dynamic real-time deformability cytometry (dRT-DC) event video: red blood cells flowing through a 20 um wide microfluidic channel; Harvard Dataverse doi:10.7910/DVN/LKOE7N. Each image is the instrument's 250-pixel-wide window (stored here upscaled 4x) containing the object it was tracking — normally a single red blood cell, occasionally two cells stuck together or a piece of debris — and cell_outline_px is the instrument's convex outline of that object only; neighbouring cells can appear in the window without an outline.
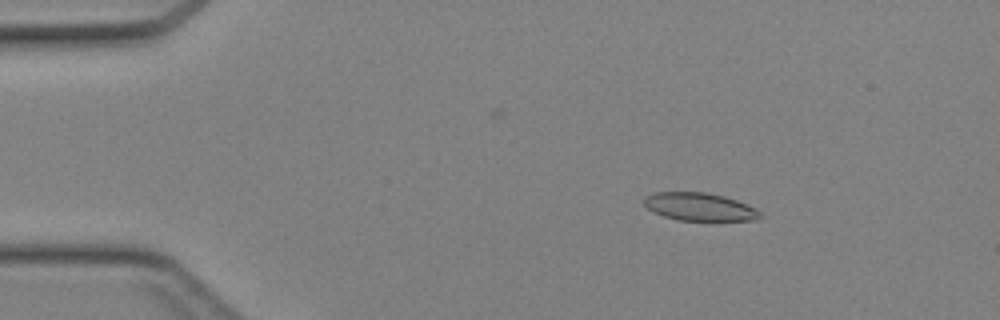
{"species": "Egyptian fruit bat (a non-hibernating species)", "species_latin": "Rousettus aegyptiacus", "temperature_condition": "cold", "stored_images_in_passage": 46, "camera_frame_rate_fps": 3000, "um_per_image_px": 0.085, "animal": {"sex": "female"}, "frame": {"image": 1, "passage_image": 8, "time_ms": 2.333, "image_size_px": [1000, 320], "cell_outline_px": [[760, 216], [756, 220], [680, 220], [664, 216], [652, 212], [644, 204], [644, 196], [652, 192], [704, 192], [724, 196], [748, 204], [756, 208], [760, 212]], "centroid_in_image_um": [59.43, 17.56], "position_along_channel_um": 25.6, "area_um2": 18.84}}
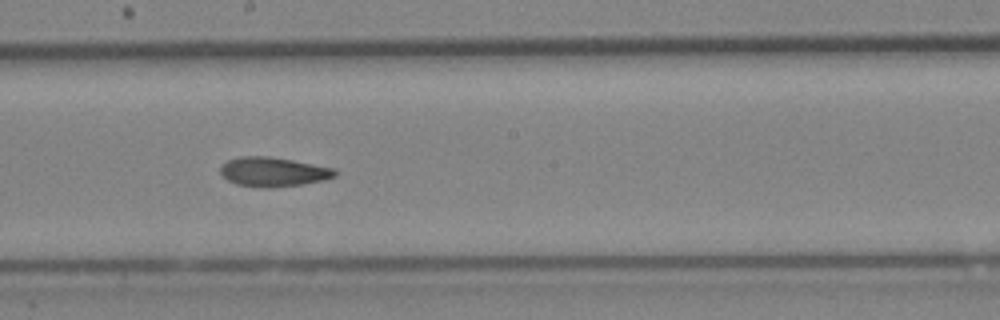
{"frame": {"image": 2, "passage_image": 26, "time_ms": 8.333, "image_size_px": [1000, 320], "cell_outline_px": [[336, 176], [324, 180], [300, 184], [268, 188], [264, 188], [236, 184], [228, 180], [220, 172], [220, 164], [228, 160], [240, 156], [268, 156], [292, 160], [336, 168]], "centroid_in_image_um": [23.21, 14.6], "position_along_channel_um": 225.0, "area_um2": 19.59}}
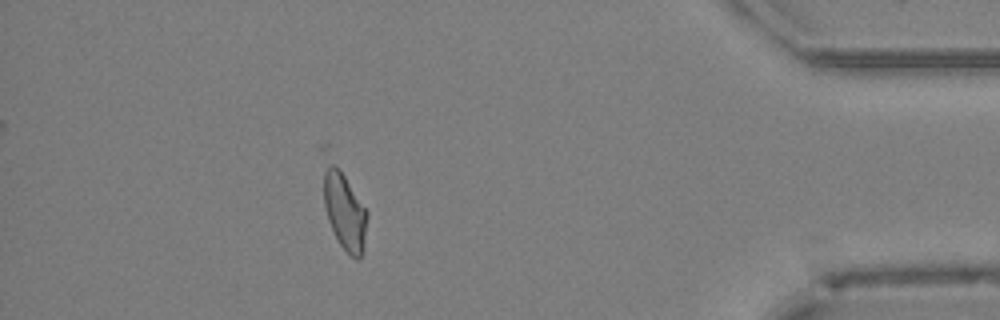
{"frame": {"image": 3, "passage_image": 41, "time_ms": 13.333, "image_size_px": [1000, 320], "cell_outline_px": [[368, 216], [364, 252], [356, 260], [340, 244], [328, 220], [324, 204], [324, 172], [332, 164], [344, 176], [368, 212]], "centroid_in_image_um": [29.34, 18.05], "position_along_channel_um": 405.9, "area_um2": 18.84}}